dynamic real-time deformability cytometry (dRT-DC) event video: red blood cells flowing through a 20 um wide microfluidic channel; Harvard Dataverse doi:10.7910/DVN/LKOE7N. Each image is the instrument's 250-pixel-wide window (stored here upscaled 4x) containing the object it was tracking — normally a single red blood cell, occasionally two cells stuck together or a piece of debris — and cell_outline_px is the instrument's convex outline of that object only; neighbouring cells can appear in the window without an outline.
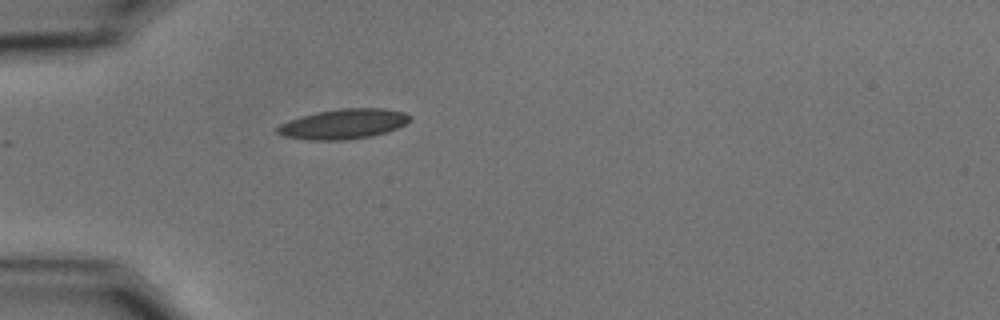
{"species": "common noctule bat (a hibernating species)", "species_latin": "Nyctalus noctula", "temperature_condition": "cold", "stored_images_in_passage": 10, "camera_frame_rate_fps": 3000, "um_per_image_px": 0.085, "animal": {"sex": "male", "body_mass_g": 15.6}, "frame": {"image": 1, "passage_image": 1, "time_ms": 0.0, "image_size_px": [1000, 320], "cell_outline_px": [[412, 120], [396, 128], [372, 136], [348, 140], [308, 140], [284, 136], [276, 132], [276, 128], [280, 124], [288, 120], [300, 116], [316, 112], [340, 108], [384, 108], [404, 112], [412, 116]], "centroid_in_image_um": [29.18, 10.53], "position_along_channel_um": 55.8, "area_um2": 23.29}}